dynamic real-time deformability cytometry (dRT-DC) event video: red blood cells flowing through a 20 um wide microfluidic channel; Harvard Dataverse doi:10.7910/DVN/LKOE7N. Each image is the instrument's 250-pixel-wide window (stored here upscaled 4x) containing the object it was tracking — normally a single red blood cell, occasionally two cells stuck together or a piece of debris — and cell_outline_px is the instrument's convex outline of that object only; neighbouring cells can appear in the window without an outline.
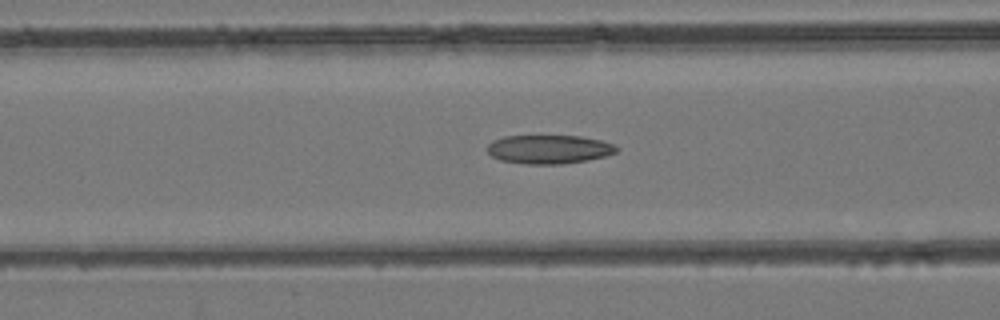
{"species": "common noctule bat (a hibernating species)", "species_latin": "Nyctalus noctula", "temperature_condition": "room temperature", "stored_images_in_passage": 49, "camera_frame_rate_fps": 3000, "um_per_image_px": 0.085, "animal": {"sex": "female", "body_mass_g": 24.6, "forearm_length_mm": 56.2}, "frame": {"image": 1, "passage_image": 20, "time_ms": 6.333, "image_size_px": [1000, 320], "cell_outline_px": [[620, 148], [616, 152], [604, 156], [588, 160], [564, 164], [528, 164], [500, 160], [492, 156], [488, 152], [488, 144], [492, 140], [504, 136], [580, 136], [600, 140], [612, 144]], "centroid_in_image_um": [46.66, 12.69], "position_along_channel_um": 119.9, "area_um2": 21.62}}
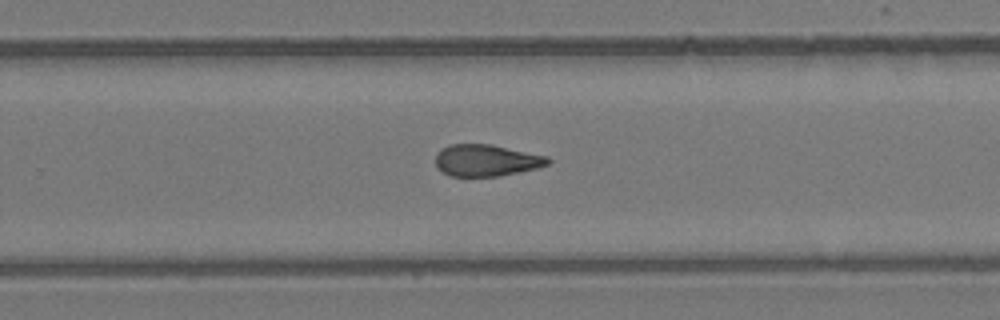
{"frame": {"image": 2, "passage_image": 32, "time_ms": 10.333, "image_size_px": [1000, 320], "cell_outline_px": [[552, 160], [548, 164], [536, 168], [520, 172], [500, 176], [448, 176], [436, 164], [436, 156], [448, 144], [492, 144], [548, 156]], "centroid_in_image_um": [41.39, 13.63], "position_along_channel_um": 288.4, "area_um2": 20.69}}
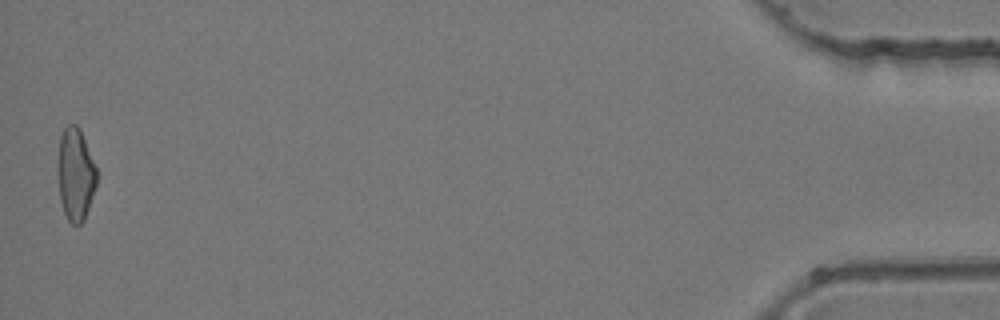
{"frame": {"image": 3, "passage_image": 49, "time_ms": 16.0, "image_size_px": [1000, 320], "cell_outline_px": [[96, 184], [84, 220], [80, 224], [72, 224], [68, 220], [64, 212], [60, 200], [56, 172], [60, 136], [64, 128], [68, 124], [76, 124], [80, 128], [96, 168]], "centroid_in_image_um": [6.38, 14.8], "position_along_channel_um": 428.8, "area_um2": 21.04}}